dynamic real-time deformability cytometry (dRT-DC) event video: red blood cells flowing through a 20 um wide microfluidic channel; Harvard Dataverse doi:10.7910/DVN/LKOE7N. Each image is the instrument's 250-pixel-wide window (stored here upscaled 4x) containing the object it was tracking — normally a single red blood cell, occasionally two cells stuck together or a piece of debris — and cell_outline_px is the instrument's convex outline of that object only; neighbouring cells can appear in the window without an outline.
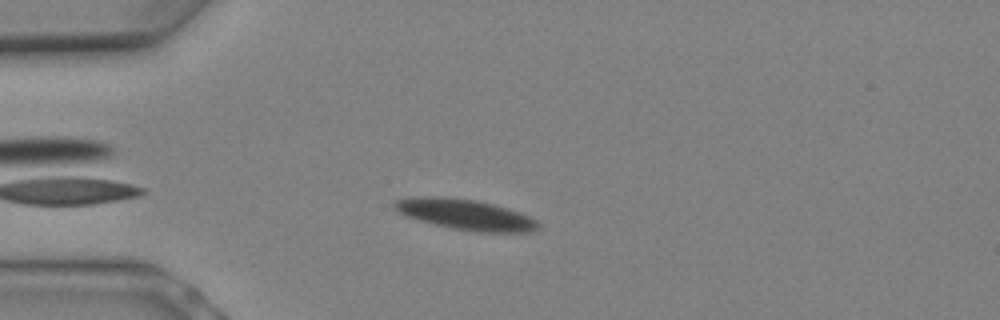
{"species": "Egyptian fruit bat (a non-hibernating species)", "species_latin": "Rousettus aegyptiacus", "temperature_condition": "warm", "stored_images_in_passage": 3, "camera_frame_rate_fps": 3000, "um_per_image_px": 0.085, "animal": {"sex": "female"}, "frame": {"image": 1, "passage_image": 2, "time_ms": 0.333, "image_size_px": [1000, 320], "cell_outline_px": [[540, 228], [528, 232], [480, 232], [452, 228], [432, 224], [404, 216], [392, 204], [396, 200], [424, 196], [440, 196], [476, 200], [492, 204], [520, 212], [536, 220], [540, 224]], "centroid_in_image_um": [39.57, 18.24], "position_along_channel_um": 45.4, "area_um2": 25.43}}